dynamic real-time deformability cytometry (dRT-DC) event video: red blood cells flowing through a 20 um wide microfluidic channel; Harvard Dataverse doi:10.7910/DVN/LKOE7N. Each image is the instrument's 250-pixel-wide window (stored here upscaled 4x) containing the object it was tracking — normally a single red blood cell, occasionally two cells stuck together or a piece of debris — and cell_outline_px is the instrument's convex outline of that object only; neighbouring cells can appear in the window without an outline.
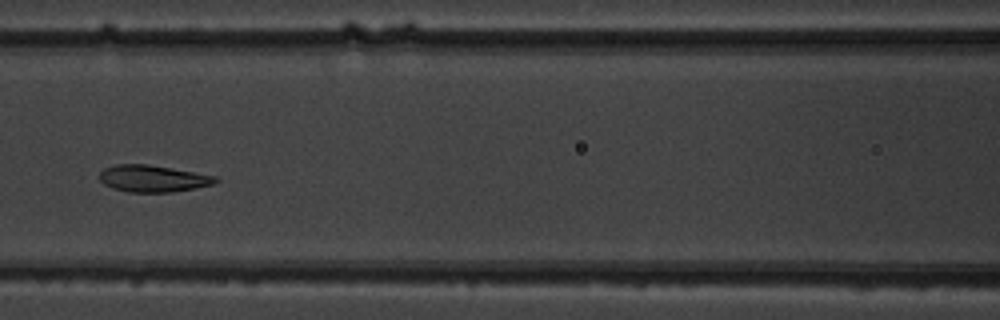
{"species": "common noctule bat (a hibernating species)", "species_latin": "Nyctalus noctula", "temperature_condition": "warm", "stored_images_in_passage": 16, "camera_frame_rate_fps": 3000, "um_per_image_px": 0.085, "animal": {"sex": "male", "body_mass_g": 19.5, "forearm_length_mm": 54.6}, "frame": {"image": 1, "passage_image": 6, "time_ms": 5.667, "image_size_px": [1000, 320], "cell_outline_px": [[220, 180], [212, 184], [196, 188], [172, 192], [128, 192], [112, 188], [104, 184], [100, 180], [100, 172], [104, 168], [116, 164], [148, 164], [216, 176]], "centroid_in_image_um": [12.98, 15.18], "position_along_channel_um": 153.6, "area_um2": 18.09}}
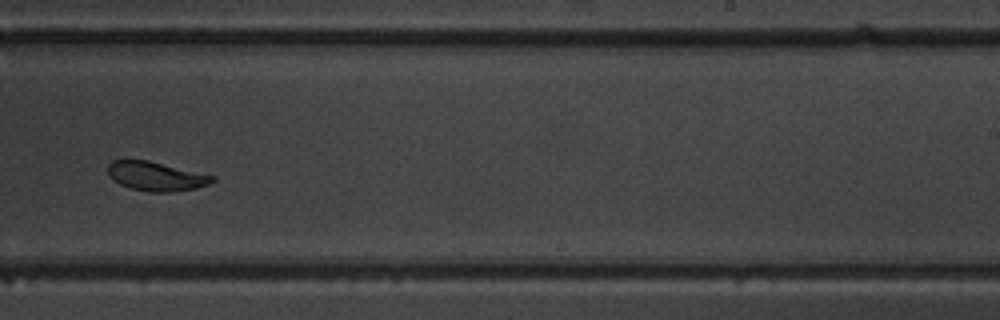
{"frame": {"image": 2, "passage_image": 9, "time_ms": 9.0, "image_size_px": [1000, 320], "cell_outline_px": [[216, 180], [208, 184], [196, 188], [172, 192], [148, 192], [132, 188], [120, 184], [112, 180], [108, 176], [108, 164], [112, 160], [124, 156], [148, 160], [216, 176]], "centroid_in_image_um": [13.19, 14.94], "position_along_channel_um": 275.8, "area_um2": 18.32}}
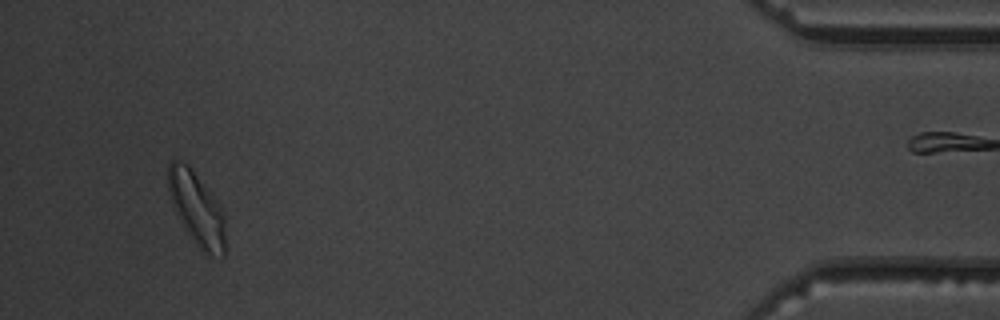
{"frame": {"image": 3, "passage_image": 14, "time_ms": 14.667, "image_size_px": [1000, 320], "cell_outline_px": [[224, 256], [204, 256], [188, 236], [172, 204], [168, 188], [168, 160], [180, 160], [188, 164], [208, 192], [224, 216]], "centroid_in_image_um": [16.67, 17.8], "position_along_channel_um": 418.5, "area_um2": 23.99}, "authors_computed_cell_mechanics": {"area_um2": 19.074, "velocity_mm_per_s": 3.6824, "shape_relaxation_time_tau1_ms": 3.0938, "shape_relaxation_time_tau2_ms": 1.0344, "deformation_change_tau1": 0.1224, "deformation_change_tau2": 0.0578}}